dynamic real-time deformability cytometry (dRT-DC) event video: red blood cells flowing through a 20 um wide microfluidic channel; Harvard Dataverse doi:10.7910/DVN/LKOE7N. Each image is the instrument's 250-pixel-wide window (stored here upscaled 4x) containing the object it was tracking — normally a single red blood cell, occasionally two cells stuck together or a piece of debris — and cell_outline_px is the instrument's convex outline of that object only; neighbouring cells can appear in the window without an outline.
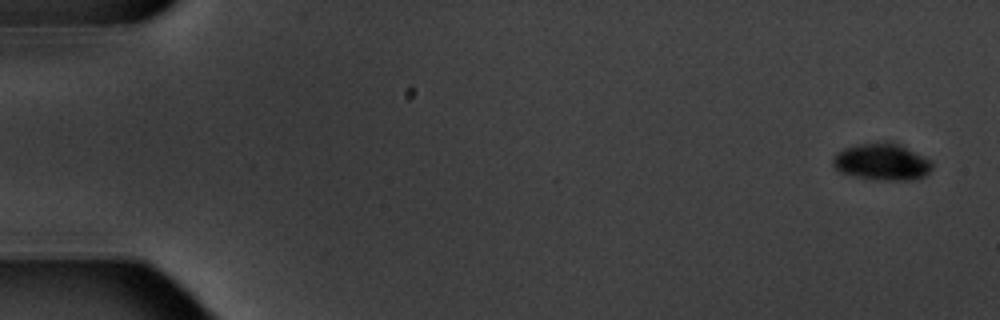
{"species": "common noctule bat (a hibernating species)", "species_latin": "Nyctalus noctula", "temperature_condition": "warm", "stored_images_in_passage": 5, "camera_frame_rate_fps": 3000, "um_per_image_px": 0.085, "animal": {"sex": "male", "body_mass_g": 20.1, "forearm_length_mm": 53.5}, "frame": {"image": 1, "passage_image": 1, "time_ms": 0.0, "image_size_px": [1000, 320], "cell_outline_px": [[932, 168], [924, 176], [912, 180], [876, 180], [856, 176], [840, 172], [832, 164], [832, 156], [836, 152], [844, 148], [860, 144], [884, 140], [892, 140], [932, 160]], "centroid_in_image_um": [74.96, 13.73], "position_along_channel_um": 10.0, "area_um2": 21.68}}
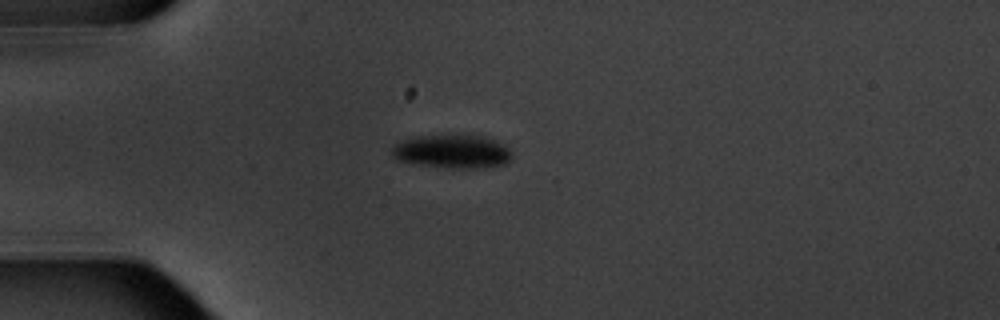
{"frame": {"image": 2, "passage_image": 5, "time_ms": 4.667, "image_size_px": [1000, 320], "cell_outline_px": [[512, 156], [504, 164], [472, 168], [452, 168], [420, 164], [396, 160], [392, 156], [392, 144], [400, 140], [412, 136], [484, 136], [504, 144], [512, 152]], "centroid_in_image_um": [38.39, 12.87], "position_along_channel_um": 46.6, "area_um2": 23.24}}